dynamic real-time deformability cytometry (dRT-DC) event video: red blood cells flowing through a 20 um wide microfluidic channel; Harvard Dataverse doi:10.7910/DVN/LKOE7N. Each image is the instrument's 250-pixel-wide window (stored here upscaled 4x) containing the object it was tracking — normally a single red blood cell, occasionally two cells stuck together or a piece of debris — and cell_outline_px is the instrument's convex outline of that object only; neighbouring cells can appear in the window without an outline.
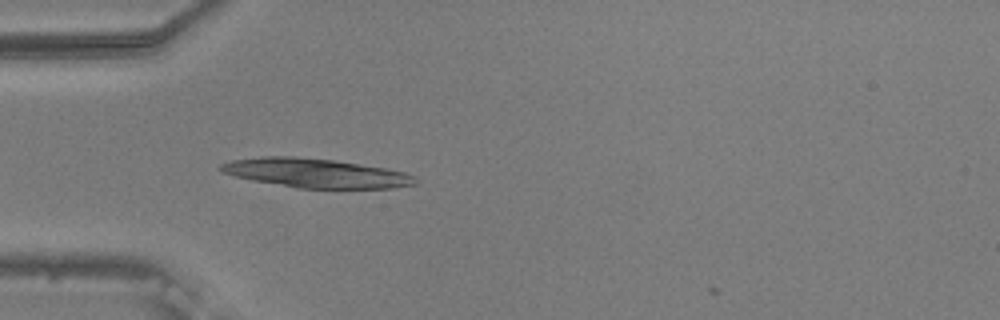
{"species": "common noctule bat (a hibernating species)", "species_latin": "Nyctalus noctula", "temperature_condition": "warm", "stored_images_in_passage": 39, "camera_frame_rate_fps": 3000, "um_per_image_px": 0.085, "animal": {"sex": "male", "body_mass_g": 20.5, "forearm_length_mm": 52.5}, "frame": {"image": 1, "passage_image": 1, "time_ms": 0.0, "image_size_px": [1000, 320], "cell_outline_px": [[420, 180], [416, 184], [392, 188], [296, 188], [252, 180], [220, 172], [220, 164], [232, 160], [260, 156], [292, 156], [332, 160], [388, 168], [404, 172], [416, 176]], "centroid_in_image_um": [26.86, 14.71], "position_along_channel_um": 58.1, "area_um2": 33.12}}